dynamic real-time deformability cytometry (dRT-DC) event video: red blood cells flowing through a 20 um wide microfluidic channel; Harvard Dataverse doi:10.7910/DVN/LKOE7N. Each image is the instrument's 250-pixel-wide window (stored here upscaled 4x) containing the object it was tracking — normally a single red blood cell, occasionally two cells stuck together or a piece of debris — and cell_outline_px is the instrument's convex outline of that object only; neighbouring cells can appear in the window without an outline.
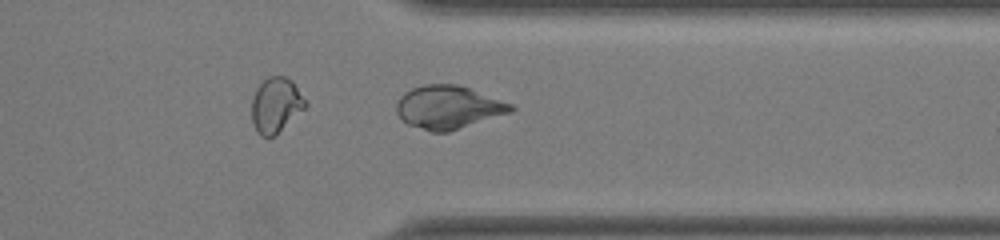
{"species": "common noctule bat (a hibernating species)", "species_latin": "Nyctalus noctula", "temperature_condition": "room temperature", "stored_images_in_passage": 43, "camera_frame_rate_fps": 3000, "um_per_image_px": 0.085, "animal": {"sex": "female", "body_mass_g": 22.0, "forearm_length_mm": 56.7}, "frame": {"image": 1, "passage_image": 43, "time_ms": 14.0, "image_size_px": [1000, 240], "cell_outline_px": [[516, 108], [512, 112], [448, 132], [432, 132], [408, 124], [396, 112], [396, 104], [400, 96], [404, 92], [412, 88], [424, 84], [456, 84], [468, 88], [512, 104]], "centroid_in_image_um": [38.1, 9.11], "position_along_channel_um": 373.3, "area_um2": 28.55}}